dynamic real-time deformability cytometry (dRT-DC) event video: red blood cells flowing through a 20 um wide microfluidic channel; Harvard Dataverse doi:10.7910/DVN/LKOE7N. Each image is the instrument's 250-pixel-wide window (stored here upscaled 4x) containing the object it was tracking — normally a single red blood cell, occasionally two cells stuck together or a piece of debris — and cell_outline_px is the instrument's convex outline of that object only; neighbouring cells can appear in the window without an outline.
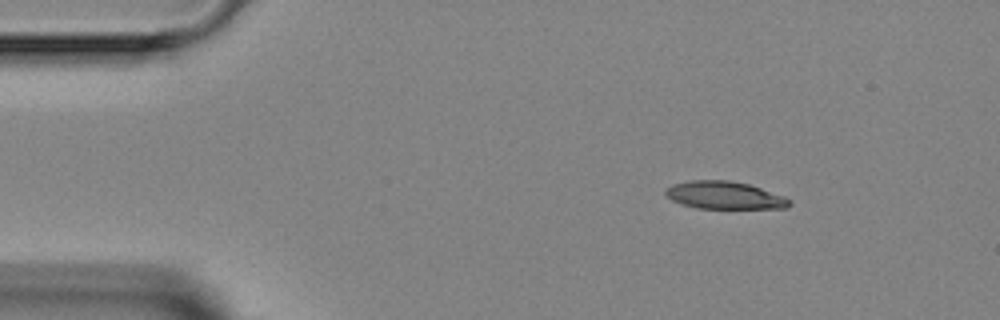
{"species": "Egyptian fruit bat (a non-hibernating species)", "species_latin": "Rousettus aegyptiacus", "temperature_condition": "room temperature", "stored_images_in_passage": 1, "camera_frame_rate_fps": 3000, "um_per_image_px": 0.085, "animal": {"sex": "female"}, "frame": {"image": 1, "passage_image": 1, "time_ms": 0.0, "image_size_px": [1000, 320], "cell_outline_px": [[792, 204], [788, 208], [696, 208], [680, 204], [672, 200], [664, 192], [668, 188], [676, 184], [692, 180], [728, 180], [748, 184], [784, 196], [792, 200]], "centroid_in_image_um": [61.62, 16.61], "position_along_channel_um": 23.4, "area_um2": 19.77}}